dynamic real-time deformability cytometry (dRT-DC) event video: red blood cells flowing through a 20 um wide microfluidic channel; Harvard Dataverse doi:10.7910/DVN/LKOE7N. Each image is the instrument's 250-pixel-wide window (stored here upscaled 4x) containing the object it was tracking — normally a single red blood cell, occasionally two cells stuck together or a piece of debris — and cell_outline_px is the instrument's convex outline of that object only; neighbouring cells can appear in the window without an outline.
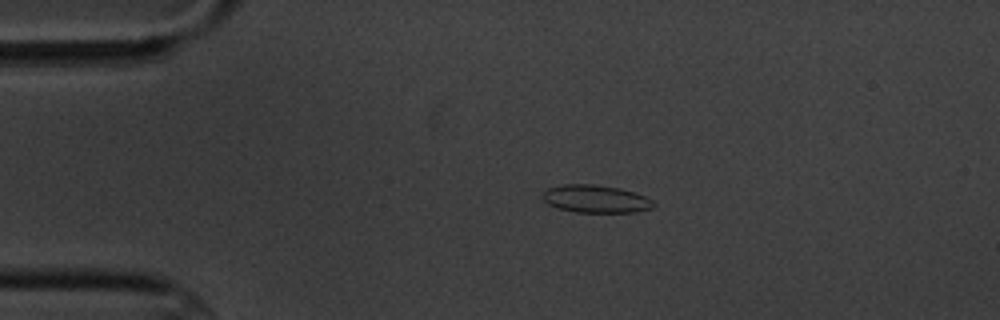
{"species": "common noctule bat (a hibernating species)", "species_latin": "Nyctalus noctula", "temperature_condition": "cold", "stored_images_in_passage": 2, "camera_frame_rate_fps": 3000, "um_per_image_px": 0.085, "animal": {"sex": "male", "body_mass_g": 20.1, "forearm_length_mm": 53.5}, "frame": {"image": 1, "passage_image": 1, "time_ms": 0.0, "image_size_px": [1000, 320], "cell_outline_px": [[656, 204], [652, 208], [636, 212], [576, 212], [556, 208], [548, 204], [544, 200], [544, 192], [548, 188], [560, 184], [592, 184], [620, 188], [644, 196], [652, 200]], "centroid_in_image_um": [50.63, 16.91], "position_along_channel_um": 34.4, "area_um2": 17.86}}